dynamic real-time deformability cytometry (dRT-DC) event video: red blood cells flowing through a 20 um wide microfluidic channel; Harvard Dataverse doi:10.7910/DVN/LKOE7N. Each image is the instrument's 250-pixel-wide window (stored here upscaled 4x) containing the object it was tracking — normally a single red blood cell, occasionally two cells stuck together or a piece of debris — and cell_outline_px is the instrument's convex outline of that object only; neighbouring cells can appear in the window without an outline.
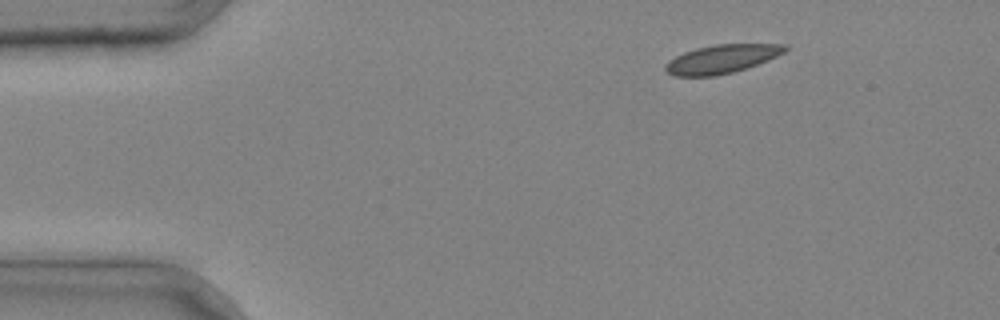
{"species": "common noctule bat (a hibernating species)", "species_latin": "Nyctalus noctula", "temperature_condition": "cold", "stored_images_in_passage": 33, "camera_frame_rate_fps": 3000, "um_per_image_px": 0.085, "animal": {"sex": "male", "body_mass_g": 20.4}, "frame": {"image": 1, "passage_image": 1, "time_ms": 0.0, "image_size_px": [1000, 320], "cell_outline_px": [[788, 48], [784, 52], [768, 60], [732, 72], [716, 76], [672, 76], [664, 68], [664, 64], [668, 60], [684, 52], [696, 48], [716, 44], [788, 44]], "centroid_in_image_um": [61.31, 5.01], "position_along_channel_um": 23.7, "area_um2": 19.83}}
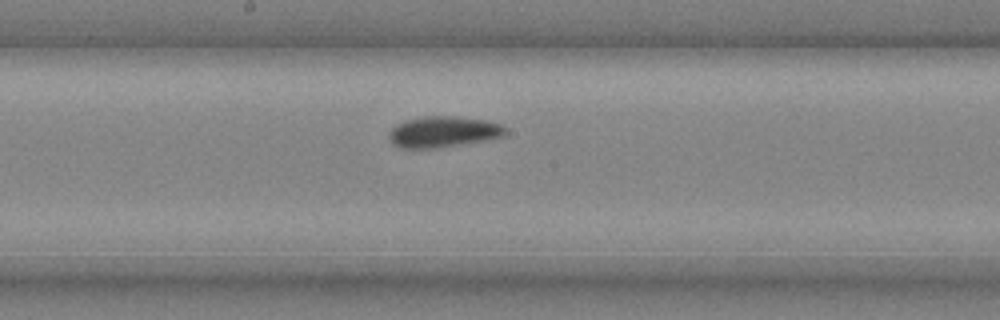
{"frame": {"image": 2, "passage_image": 18, "time_ms": 5.667, "image_size_px": [1000, 320], "cell_outline_px": [[508, 132], [504, 136], [484, 140], [436, 148], [400, 148], [392, 144], [388, 136], [388, 132], [396, 124], [404, 120], [424, 116], [452, 116], [488, 120], [500, 124], [508, 128]], "centroid_in_image_um": [37.66, 11.2], "position_along_channel_um": 210.5, "area_um2": 21.21}}
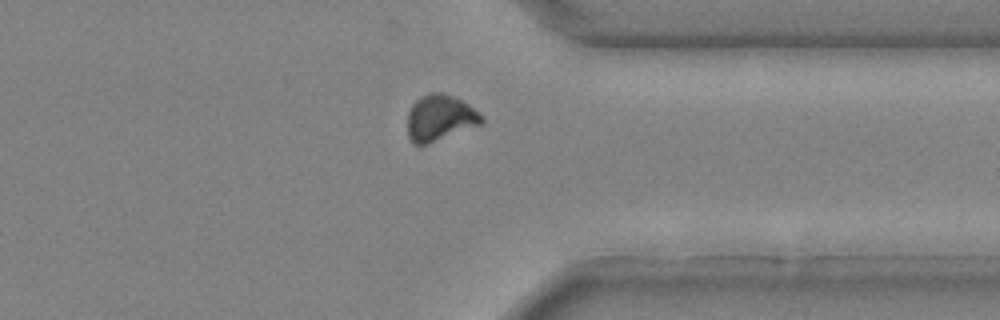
{"frame": {"image": 3, "passage_image": 29, "time_ms": 9.333, "image_size_px": [1000, 320], "cell_outline_px": [[484, 124], [428, 144], [412, 144], [408, 136], [408, 112], [412, 104], [420, 96], [428, 92], [444, 92], [468, 104], [480, 112], [484, 116]], "centroid_in_image_um": [37.42, 10.02], "position_along_channel_um": 374.0, "area_um2": 20.29}}